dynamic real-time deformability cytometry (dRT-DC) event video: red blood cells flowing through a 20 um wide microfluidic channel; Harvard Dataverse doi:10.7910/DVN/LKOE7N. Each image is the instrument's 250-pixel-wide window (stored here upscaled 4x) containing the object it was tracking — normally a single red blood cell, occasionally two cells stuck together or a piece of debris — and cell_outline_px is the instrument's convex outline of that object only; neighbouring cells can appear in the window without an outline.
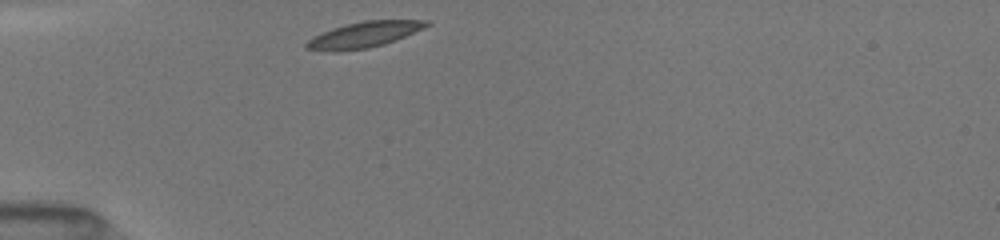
{"species": "common noctule bat (a hibernating species)", "species_latin": "Nyctalus noctula", "temperature_condition": "room temperature", "stored_images_in_passage": 30, "camera_frame_rate_fps": 3000, "um_per_image_px": 0.085, "animal": {"sex": "female", "body_mass_g": 19.5, "forearm_length_mm": 54.1}, "frame": {"image": 1, "passage_image": 1, "time_ms": 0.0, "image_size_px": [1000, 240], "cell_outline_px": [[432, 24], [424, 28], [396, 40], [384, 44], [368, 48], [332, 52], [328, 52], [304, 48], [304, 44], [312, 36], [332, 28], [344, 24], [364, 20], [428, 20]], "centroid_in_image_um": [30.91, 2.95], "position_along_channel_um": 54.1, "area_um2": 18.26}}
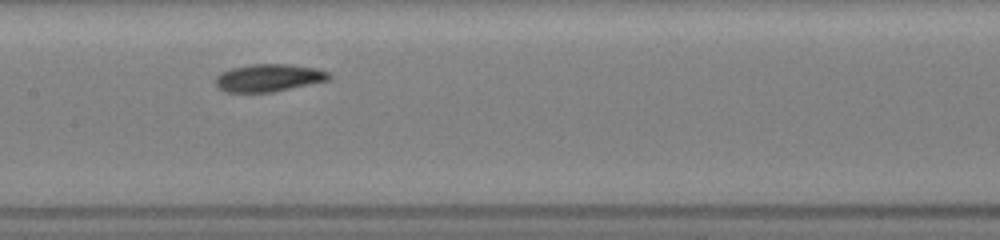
{"frame": {"image": 2, "passage_image": 12, "time_ms": 3.667, "image_size_px": [1000, 240], "cell_outline_px": [[332, 76], [328, 80], [272, 92], [224, 92], [216, 84], [216, 76], [220, 72], [232, 68], [248, 64], [292, 64], [316, 68], [328, 72]], "centroid_in_image_um": [22.83, 6.6], "position_along_channel_um": 184.6, "area_um2": 18.21}}
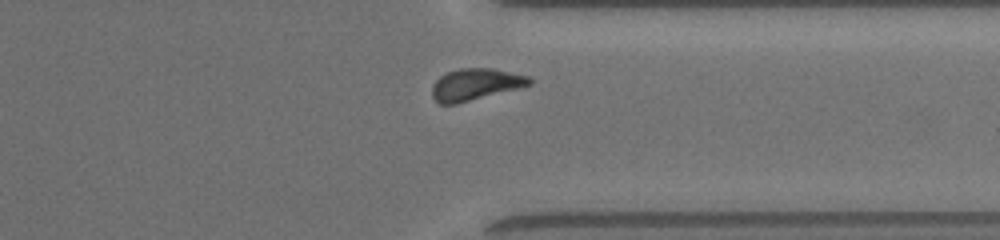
{"frame": {"image": 3, "passage_image": 26, "time_ms": 8.333, "image_size_px": [1000, 240], "cell_outline_px": [[532, 84], [456, 104], [440, 104], [432, 96], [432, 88], [436, 80], [440, 76], [448, 72], [460, 68], [492, 68], [528, 76], [532, 80]], "centroid_in_image_um": [40.39, 7.17], "position_along_channel_um": 371.0, "area_um2": 17.69}, "authors_computed_cell_mechanics": {"area_um2": 17.918, "velocity_mm_per_s": 3.9973, "shape_relaxation_time_tau1_ms": 1.4933, "shape_relaxation_time_tau2_ms": null, "deformation_change_tau1": 0.1033, "deformation_change_tau2": null}}